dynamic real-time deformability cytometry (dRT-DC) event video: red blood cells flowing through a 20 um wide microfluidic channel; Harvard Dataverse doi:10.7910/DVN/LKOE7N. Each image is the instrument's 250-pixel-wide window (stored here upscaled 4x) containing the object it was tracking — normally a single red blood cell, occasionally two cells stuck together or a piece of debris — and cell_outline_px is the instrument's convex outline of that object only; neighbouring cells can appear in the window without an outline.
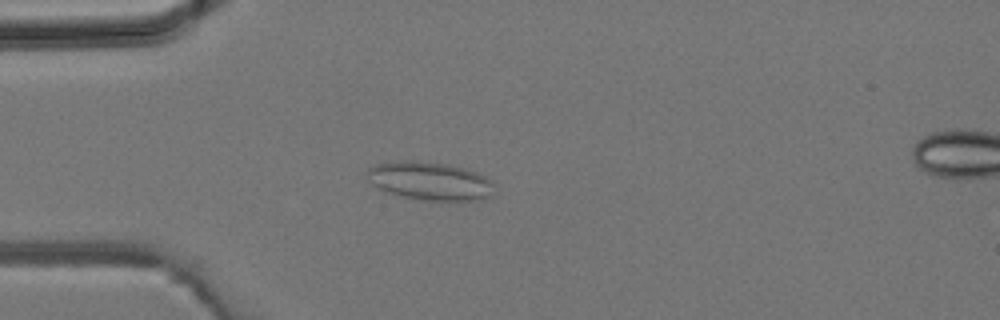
{"species": "common noctule bat (a hibernating species)", "species_latin": "Nyctalus noctula", "temperature_condition": "room temperature", "stored_images_in_passage": 42, "camera_frame_rate_fps": 3000, "um_per_image_px": 0.085, "animal": {"sex": "male", "body_mass_g": 19.2, "forearm_length_mm": 51.8}, "frame": {"image": 1, "passage_image": 11, "time_ms": 3.333, "image_size_px": [1000, 320], "cell_outline_px": [[492, 196], [476, 200], [424, 200], [404, 196], [388, 192], [372, 184], [368, 180], [368, 168], [376, 164], [404, 160], [444, 164], [460, 168], [484, 176], [492, 180]], "centroid_in_image_um": [36.52, 15.39], "position_along_channel_um": 48.5, "area_um2": 27.57}}
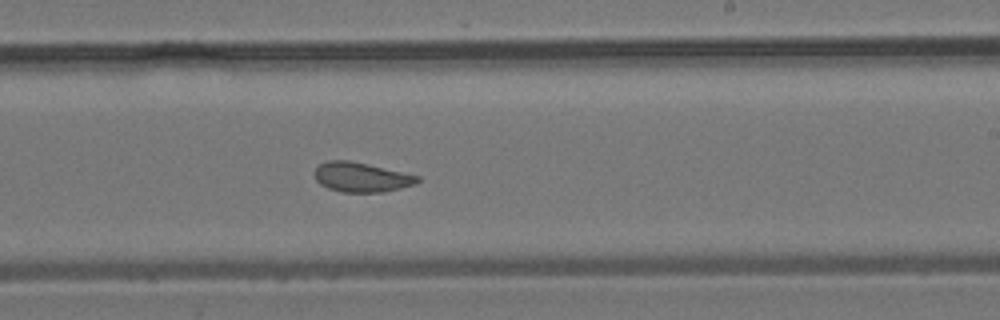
{"frame": {"image": 2, "passage_image": 25, "time_ms": 8.0, "image_size_px": [1000, 320], "cell_outline_px": [[420, 180], [416, 184], [384, 192], [340, 192], [328, 188], [320, 184], [316, 180], [316, 168], [320, 164], [328, 160], [348, 160], [368, 164], [420, 176]], "centroid_in_image_um": [30.73, 15.06], "position_along_channel_um": 258.3, "area_um2": 17.69}}
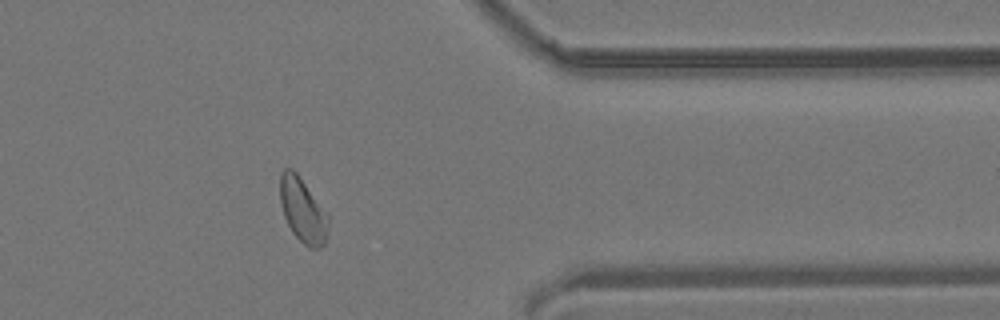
{"frame": {"image": 3, "passage_image": 34, "time_ms": 11.0, "image_size_px": [1000, 320], "cell_outline_px": [[328, 220], [324, 244], [320, 248], [308, 248], [292, 232], [284, 216], [280, 200], [280, 172], [284, 168], [292, 168], [296, 172], [328, 212]], "centroid_in_image_um": [25.73, 17.84], "position_along_channel_um": 385.7, "area_um2": 18.09}}